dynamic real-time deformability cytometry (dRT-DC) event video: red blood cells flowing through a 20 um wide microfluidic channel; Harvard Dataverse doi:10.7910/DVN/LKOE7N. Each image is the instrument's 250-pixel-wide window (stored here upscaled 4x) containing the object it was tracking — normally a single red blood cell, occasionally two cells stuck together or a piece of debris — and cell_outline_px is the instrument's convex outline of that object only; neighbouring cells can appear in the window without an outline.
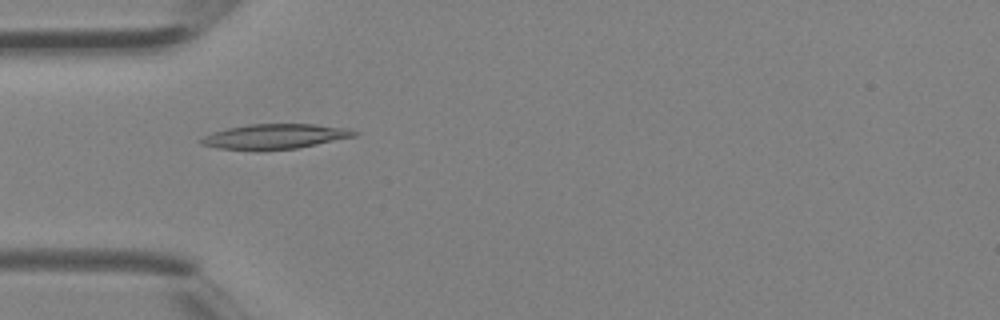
{"species": "Egyptian fruit bat (a non-hibernating species)", "species_latin": "Rousettus aegyptiacus", "temperature_condition": "room temperature", "stored_images_in_passage": 4, "camera_frame_rate_fps": 3000, "um_per_image_px": 0.085, "animal": {"sex": "female"}, "frame": {"image": 1, "passage_image": 3, "time_ms": 0.667, "image_size_px": [1000, 320], "cell_outline_px": [[360, 132], [356, 136], [296, 148], [256, 152], [220, 148], [200, 144], [200, 140], [204, 136], [212, 132], [228, 128], [248, 124], [312, 124], [348, 128]], "centroid_in_image_um": [23.35, 11.61], "position_along_channel_um": 61.7, "area_um2": 22.54}}
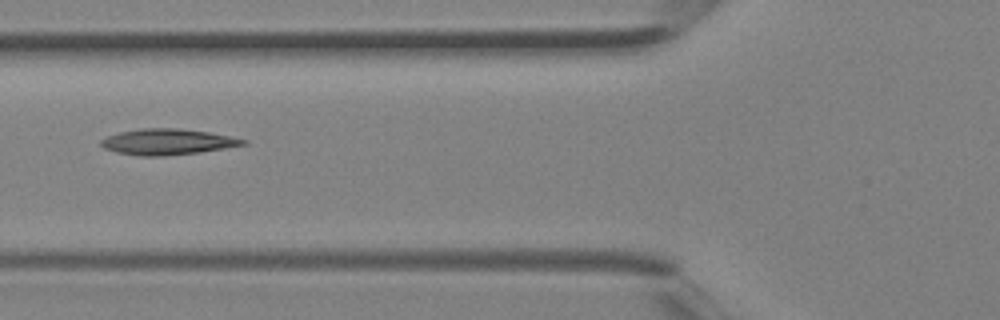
{"frame": {"image": 2, "passage_image": 4, "time_ms": 1.0, "image_size_px": [1000, 320], "cell_outline_px": [[248, 144], [200, 152], [164, 156], [140, 156], [116, 152], [104, 148], [100, 144], [100, 140], [108, 136], [120, 132], [140, 128], [176, 128], [208, 132], [248, 140]], "centroid_in_image_um": [14.22, 12.06], "position_along_channel_um": 111.6, "area_um2": 21.33}}